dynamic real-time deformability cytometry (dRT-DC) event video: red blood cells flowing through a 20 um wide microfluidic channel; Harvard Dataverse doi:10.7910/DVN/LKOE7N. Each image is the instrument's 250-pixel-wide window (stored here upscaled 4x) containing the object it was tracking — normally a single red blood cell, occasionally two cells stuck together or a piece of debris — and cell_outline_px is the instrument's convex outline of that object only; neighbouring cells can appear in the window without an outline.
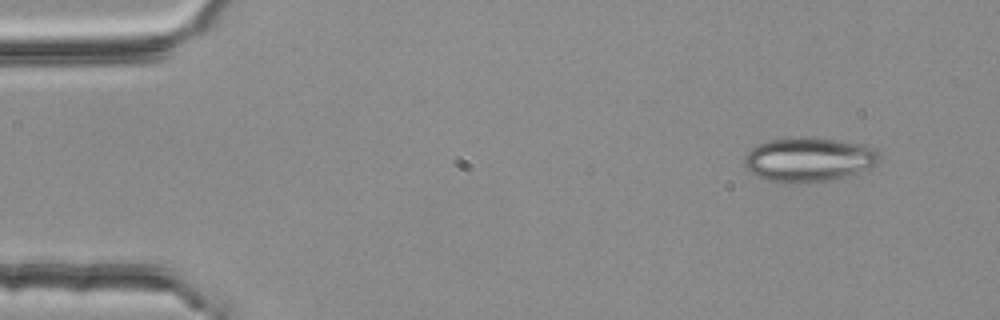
{"species": "common noctule bat (a hibernating species)", "species_latin": "Nyctalus noctula", "temperature_condition": "room temperature", "stored_images_in_passage": 3, "camera_frame_rate_fps": 3000, "um_per_image_px": 0.085, "animal": {"sex": "female", "body_mass_g": 25.1}, "frame": {"image": 1, "passage_image": 1, "time_ms": 0.0, "image_size_px": [1000, 320], "cell_outline_px": [[880, 160], [876, 164], [856, 172], [832, 180], [796, 184], [788, 184], [768, 180], [756, 176], [744, 168], [744, 156], [756, 144], [768, 140], [836, 140], [860, 144], [876, 148], [880, 152]], "centroid_in_image_um": [68.71, 13.61], "position_along_channel_um": 16.3, "area_um2": 34.16}}